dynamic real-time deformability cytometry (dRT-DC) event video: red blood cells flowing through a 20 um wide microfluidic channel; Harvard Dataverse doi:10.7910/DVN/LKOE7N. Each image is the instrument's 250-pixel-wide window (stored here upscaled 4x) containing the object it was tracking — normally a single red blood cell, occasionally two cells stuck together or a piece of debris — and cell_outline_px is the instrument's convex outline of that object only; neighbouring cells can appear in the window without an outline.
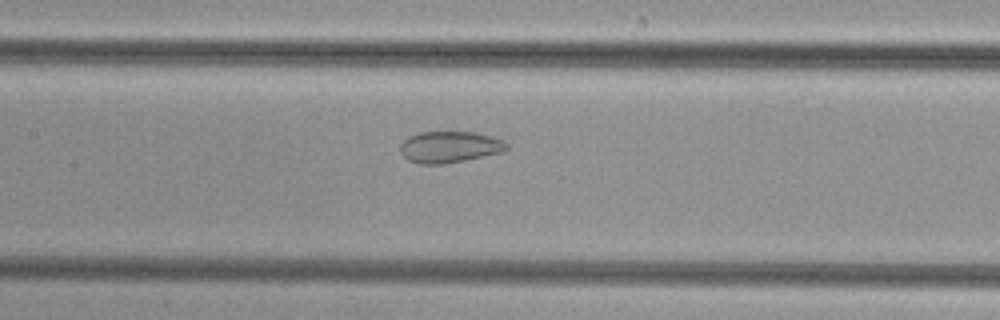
{"species": "common noctule bat (a hibernating species)", "species_latin": "Nyctalus noctula", "temperature_condition": "cold", "stored_images_in_passage": 49, "camera_frame_rate_fps": 3000, "um_per_image_px": 0.085, "animal": {"sex": "female", "body_mass_g": 29.2, "forearm_length_mm": 56.3}, "frame": {"image": 1, "passage_image": 24, "time_ms": 7.667, "image_size_px": [1000, 320], "cell_outline_px": [[508, 148], [504, 152], [464, 160], [440, 164], [420, 164], [408, 160], [400, 152], [400, 144], [408, 136], [420, 132], [476, 132], [492, 136], [504, 140], [508, 144]], "centroid_in_image_um": [38.23, 12.48], "position_along_channel_um": 169.2, "area_um2": 19.59}}
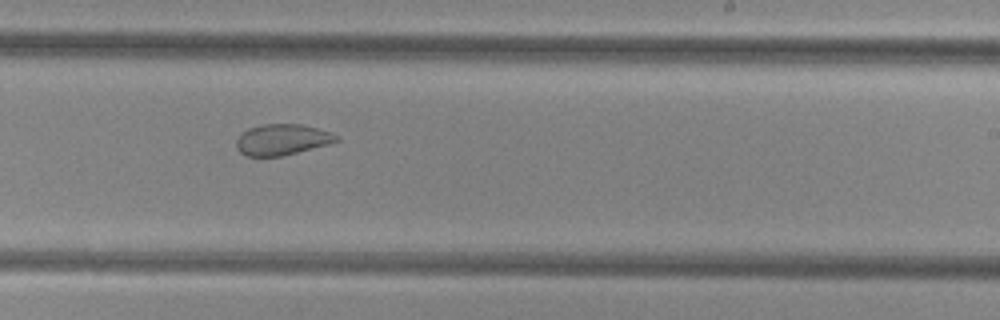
{"frame": {"image": 2, "passage_image": 31, "time_ms": 10.0, "image_size_px": [1000, 320], "cell_outline_px": [[340, 140], [332, 144], [280, 156], [248, 156], [240, 152], [236, 148], [236, 140], [240, 132], [248, 128], [260, 124], [300, 124], [332, 132], [340, 136]], "centroid_in_image_um": [23.99, 11.86], "position_along_channel_um": 265.0, "area_um2": 18.32}}
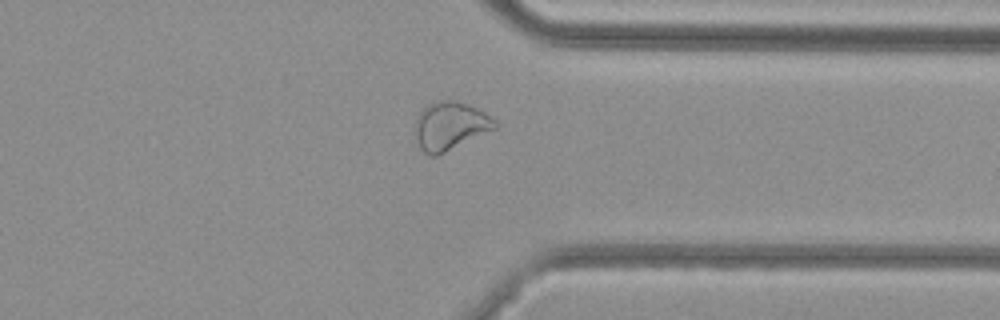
{"frame": {"image": 3, "passage_image": 39, "time_ms": 12.667, "image_size_px": [1000, 320], "cell_outline_px": [[496, 128], [436, 156], [432, 156], [424, 152], [420, 148], [416, 136], [416, 116], [428, 104], [436, 100], [456, 100], [468, 104], [484, 112], [496, 120]], "centroid_in_image_um": [38.25, 10.68], "position_along_channel_um": 373.1, "area_um2": 22.14}}